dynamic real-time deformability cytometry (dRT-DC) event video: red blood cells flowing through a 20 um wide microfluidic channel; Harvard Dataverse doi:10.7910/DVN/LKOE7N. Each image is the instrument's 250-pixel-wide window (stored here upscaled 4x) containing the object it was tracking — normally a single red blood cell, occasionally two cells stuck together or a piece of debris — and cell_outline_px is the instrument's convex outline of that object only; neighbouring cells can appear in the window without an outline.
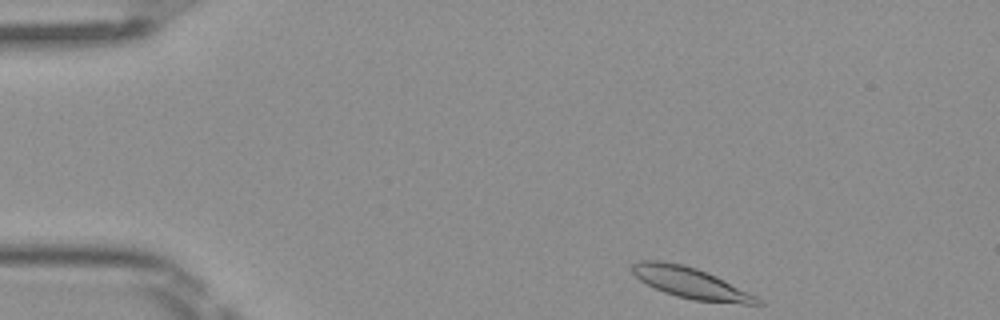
{"species": "Egyptian fruit bat (a non-hibernating species)", "species_latin": "Rousettus aegyptiacus", "temperature_condition": "room temperature", "stored_images_in_passage": 44, "camera_frame_rate_fps": 3000, "um_per_image_px": 0.085, "frame": {"image": 1, "passage_image": 1, "time_ms": 0.0, "image_size_px": [1000, 320], "cell_outline_px": [[764, 304], [744, 304], [692, 300], [676, 296], [664, 292], [640, 280], [628, 268], [632, 264], [640, 260], [660, 260], [680, 264], [696, 268], [748, 292], [756, 296]], "centroid_in_image_um": [58.63, 24.05], "position_along_channel_um": 26.4, "area_um2": 22.14}}
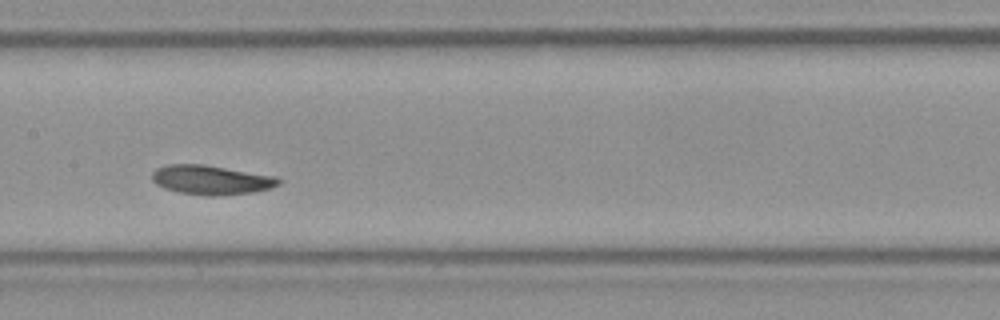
{"frame": {"image": 2, "passage_image": 19, "time_ms": 6.0, "image_size_px": [1000, 320], "cell_outline_px": [[280, 184], [268, 188], [252, 192], [216, 196], [208, 196], [180, 192], [164, 188], [156, 184], [152, 180], [152, 172], [156, 168], [168, 164], [204, 164], [276, 176], [280, 180]], "centroid_in_image_um": [17.92, 15.28], "position_along_channel_um": 189.5, "area_um2": 21.56}}
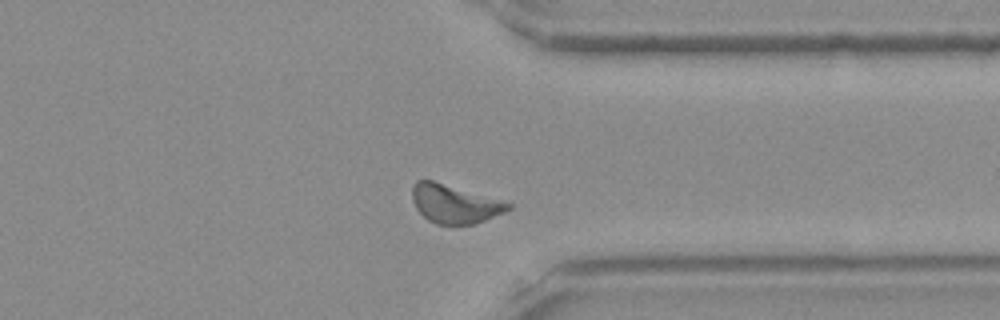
{"frame": {"image": 3, "passage_image": 33, "time_ms": 10.667, "image_size_px": [1000, 320], "cell_outline_px": [[512, 208], [504, 212], [484, 220], [472, 224], [436, 224], [428, 220], [416, 208], [412, 200], [412, 188], [416, 180], [432, 180], [512, 204]], "centroid_in_image_um": [38.59, 17.33], "position_along_channel_um": 372.8, "area_um2": 21.04}, "authors_computed_cell_mechanics": {"area_um2": 21.1548, "velocity_mm_per_s": 3.9735, "shape_relaxation_time_tau1_ms": 2.0216, "shape_relaxation_time_tau2_ms": 3.5776, "deformation_change_tau1": 0.1063, "deformation_change_tau2": 0.0923}}